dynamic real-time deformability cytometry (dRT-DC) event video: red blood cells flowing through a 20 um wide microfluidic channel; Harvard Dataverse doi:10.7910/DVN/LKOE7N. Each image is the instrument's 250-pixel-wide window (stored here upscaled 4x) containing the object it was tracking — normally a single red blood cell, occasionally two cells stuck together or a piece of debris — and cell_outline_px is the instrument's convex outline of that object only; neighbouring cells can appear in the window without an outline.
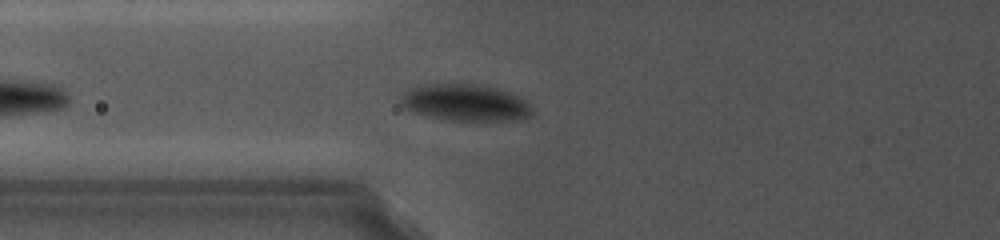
{"species": "common noctule bat (a hibernating species)", "species_latin": "Nyctalus noctula", "temperature_condition": "cold", "stored_images_in_passage": 29, "camera_frame_rate_fps": 5000, "um_per_image_px": 0.085, "animal": {"sex": "female", "body_mass_g": 19.0, "forearm_length_mm": 56.7}, "frame": {"image": 1, "passage_image": 9, "time_ms": 2.0, "image_size_px": [1000, 240], "cell_outline_px": [[532, 116], [516, 120], [476, 124], [448, 120], [428, 116], [412, 112], [404, 108], [400, 104], [400, 100], [408, 92], [420, 88], [448, 84], [456, 84], [488, 88], [504, 92], [516, 96], [524, 100], [532, 108]], "centroid_in_image_um": [39.63, 8.85], "position_along_channel_um": 86.2, "area_um2": 27.51}}